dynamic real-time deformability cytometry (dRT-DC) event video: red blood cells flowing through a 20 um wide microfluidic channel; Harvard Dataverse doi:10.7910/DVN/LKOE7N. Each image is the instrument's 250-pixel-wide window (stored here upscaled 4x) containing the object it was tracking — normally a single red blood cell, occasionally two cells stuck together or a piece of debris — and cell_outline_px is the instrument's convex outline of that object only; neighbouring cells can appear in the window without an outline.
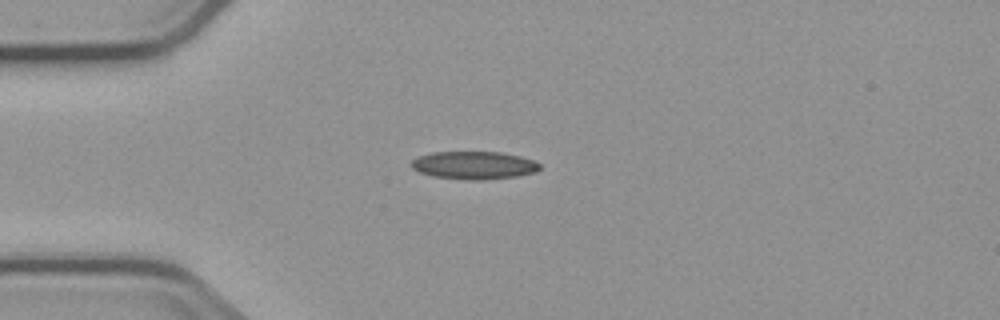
{"species": "common noctule bat (a hibernating species)", "species_latin": "Nyctalus noctula", "temperature_condition": "cold", "stored_images_in_passage": 3, "camera_frame_rate_fps": 3000, "um_per_image_px": 0.085, "animal": {"sex": "male", "body_mass_g": 23.1, "forearm_length_mm": 52.7}, "frame": {"image": 1, "passage_image": 1, "time_ms": 0.0, "image_size_px": [1000, 320], "cell_outline_px": [[540, 168], [536, 172], [516, 176], [484, 180], [468, 180], [432, 176], [420, 172], [412, 168], [412, 160], [420, 156], [432, 152], [500, 152], [520, 156], [532, 160], [540, 164]], "centroid_in_image_um": [40.3, 14.05], "position_along_channel_um": 44.7, "area_um2": 20.75}}
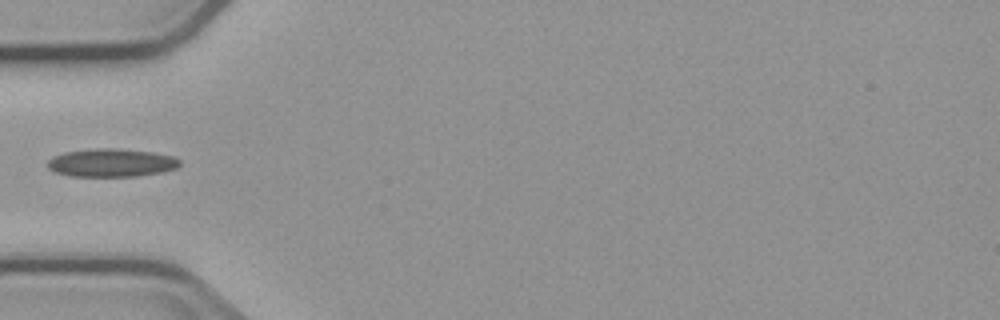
{"frame": {"image": 2, "passage_image": 2, "time_ms": 1.333, "image_size_px": [1000, 320], "cell_outline_px": [[180, 164], [176, 168], [164, 172], [136, 176], [72, 176], [56, 172], [48, 168], [48, 160], [52, 156], [64, 152], [96, 148], [108, 148], [152, 152], [172, 156], [180, 160]], "centroid_in_image_um": [9.46, 13.84], "position_along_channel_um": 75.5, "area_um2": 21.56}}
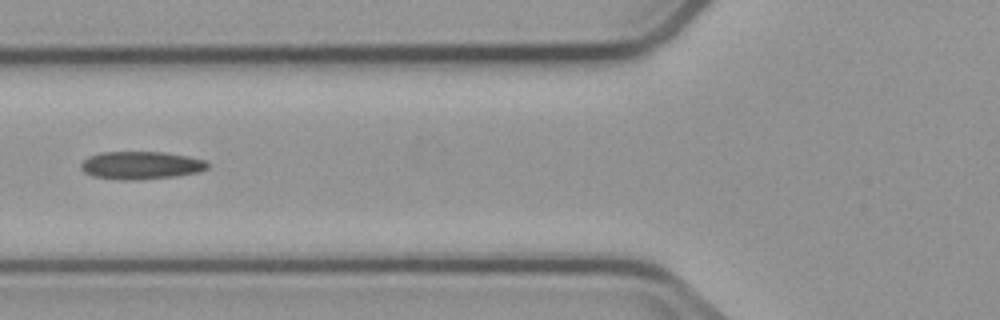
{"frame": {"image": 3, "passage_image": 3, "time_ms": 2.333, "image_size_px": [1000, 320], "cell_outline_px": [[212, 164], [208, 168], [200, 172], [176, 176], [136, 180], [120, 180], [92, 176], [84, 172], [80, 168], [80, 164], [88, 156], [100, 152], [164, 152], [188, 156], [208, 160]], "centroid_in_image_um": [12.02, 14.05], "position_along_channel_um": 113.8, "area_um2": 20.92}}